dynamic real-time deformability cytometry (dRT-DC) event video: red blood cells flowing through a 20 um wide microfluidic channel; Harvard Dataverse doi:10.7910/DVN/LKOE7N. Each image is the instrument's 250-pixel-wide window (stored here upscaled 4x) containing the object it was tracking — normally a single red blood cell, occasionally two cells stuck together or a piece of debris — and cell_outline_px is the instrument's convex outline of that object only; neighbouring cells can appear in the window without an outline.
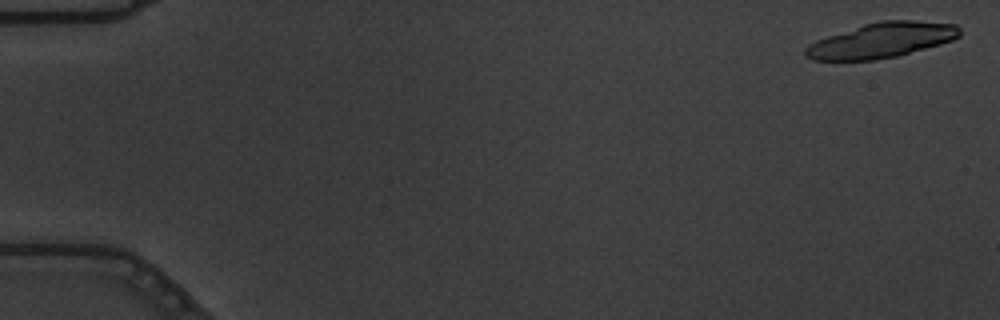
{"species": "common noctule bat (a hibernating species)", "species_latin": "Nyctalus noctula", "temperature_condition": "warm", "stored_images_in_passage": 22, "camera_frame_rate_fps": 3000, "um_per_image_px": 0.085, "animal": {"sex": "male", "body_mass_g": 19.5, "forearm_length_mm": 54.6}, "frame": {"image": 1, "passage_image": 2, "time_ms": 0.333, "image_size_px": [1000, 320], "cell_outline_px": [[960, 36], [952, 40], [940, 44], [896, 56], [872, 60], [812, 60], [804, 56], [804, 48], [808, 44], [816, 40], [864, 24], [880, 20], [912, 20], [956, 24], [960, 28]], "centroid_in_image_um": [74.91, 3.42], "position_along_channel_um": 10.1, "area_um2": 31.39}}